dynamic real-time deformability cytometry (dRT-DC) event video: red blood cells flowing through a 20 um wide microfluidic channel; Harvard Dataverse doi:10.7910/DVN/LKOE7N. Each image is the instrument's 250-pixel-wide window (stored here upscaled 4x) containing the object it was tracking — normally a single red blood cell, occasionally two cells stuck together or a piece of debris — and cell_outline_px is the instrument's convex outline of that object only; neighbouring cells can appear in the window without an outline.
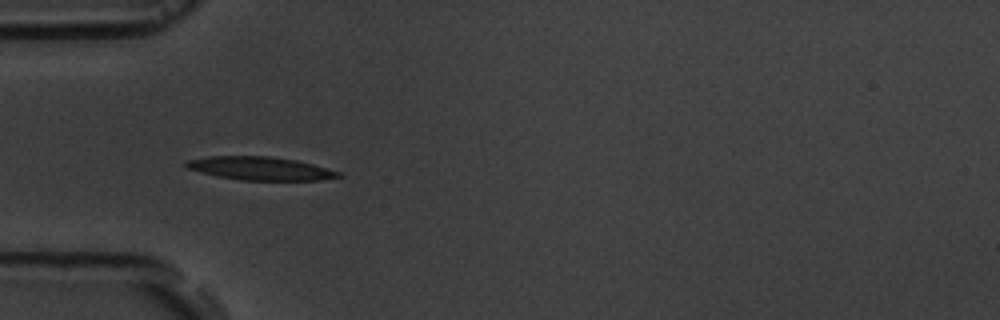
{"species": "common noctule bat (a hibernating species)", "species_latin": "Nyctalus noctula", "temperature_condition": "room temperature", "stored_images_in_passage": 4, "camera_frame_rate_fps": 3000, "um_per_image_px": 0.085, "animal": {"sex": "male", "body_mass_g": 19.5, "forearm_length_mm": 54.6}, "frame": {"image": 1, "passage_image": 4, "time_ms": 4.667, "image_size_px": [1000, 320], "cell_outline_px": [[344, 176], [320, 180], [240, 180], [216, 176], [200, 172], [188, 168], [184, 164], [184, 160], [208, 156], [268, 156], [296, 160], [312, 164], [340, 172]], "centroid_in_image_um": [22.08, 14.31], "position_along_channel_um": 62.9, "area_um2": 20.69}}